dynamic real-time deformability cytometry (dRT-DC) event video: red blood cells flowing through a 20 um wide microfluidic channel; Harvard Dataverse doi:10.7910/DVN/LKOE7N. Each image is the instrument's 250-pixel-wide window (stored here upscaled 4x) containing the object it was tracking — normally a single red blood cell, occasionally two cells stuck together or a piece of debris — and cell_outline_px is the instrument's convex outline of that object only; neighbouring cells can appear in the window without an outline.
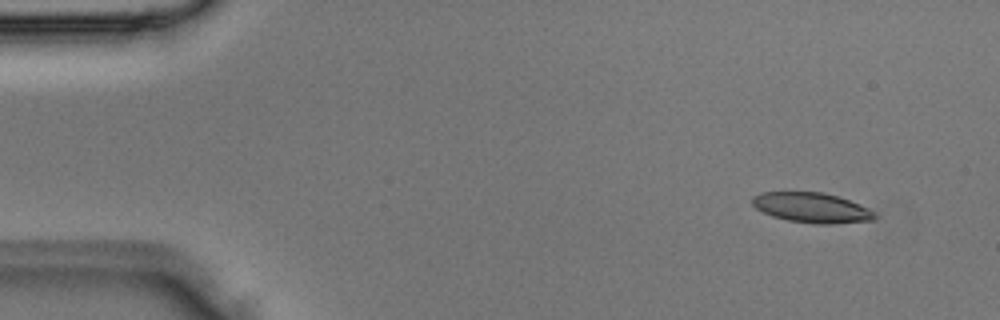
{"species": "Egyptian fruit bat (a non-hibernating species)", "species_latin": "Rousettus aegyptiacus", "temperature_condition": "room temperature", "stored_images_in_passage": 4, "camera_frame_rate_fps": 3000, "um_per_image_px": 0.085, "animal": {"sex": "male"}, "frame": {"image": 1, "passage_image": 1, "time_ms": 0.0, "image_size_px": [1000, 320], "cell_outline_px": [[876, 216], [872, 220], [832, 224], [816, 224], [788, 220], [772, 216], [756, 208], [752, 204], [752, 196], [760, 192], [824, 192], [860, 204], [868, 208]], "centroid_in_image_um": [68.96, 17.65], "position_along_channel_um": 16.0, "area_um2": 21.27}}